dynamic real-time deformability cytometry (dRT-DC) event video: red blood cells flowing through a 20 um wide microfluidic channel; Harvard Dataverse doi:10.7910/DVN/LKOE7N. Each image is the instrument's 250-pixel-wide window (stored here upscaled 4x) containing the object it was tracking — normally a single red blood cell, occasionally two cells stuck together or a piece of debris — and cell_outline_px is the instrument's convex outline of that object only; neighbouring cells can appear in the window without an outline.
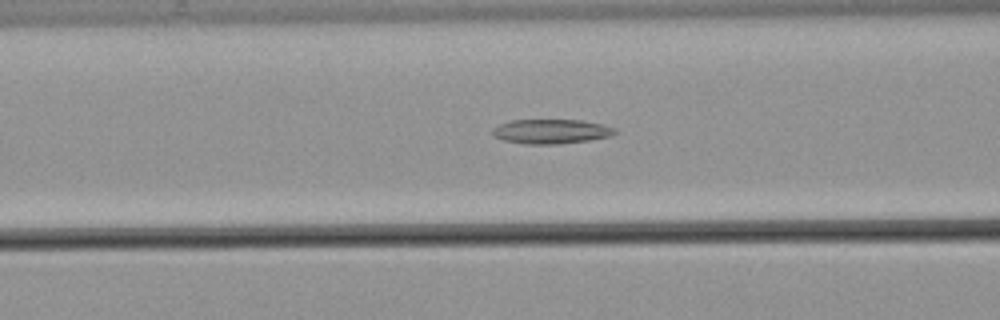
{"species": "common noctule bat (a hibernating species)", "species_latin": "Nyctalus noctula", "temperature_condition": "warm", "stored_images_in_passage": 58, "camera_frame_rate_fps": 3000, "um_per_image_px": 0.085, "animal": {"sex": "male", "body_mass_g": 21.5, "forearm_length_mm": 52.0}, "frame": {"image": 1, "passage_image": 23, "time_ms": 7.333, "image_size_px": [1000, 320], "cell_outline_px": [[616, 132], [612, 136], [588, 140], [560, 144], [524, 144], [504, 140], [492, 136], [492, 128], [500, 124], [512, 120], [580, 120], [600, 124], [616, 128]], "centroid_in_image_um": [46.82, 11.18], "position_along_channel_um": 119.8, "area_um2": 17.46}}
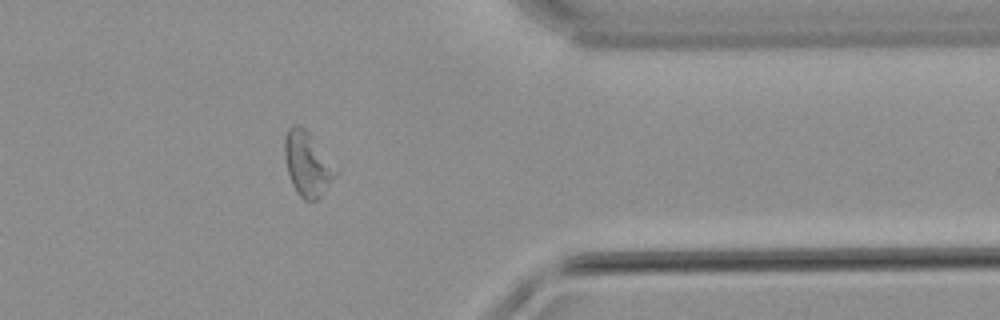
{"frame": {"image": 2, "passage_image": 47, "time_ms": 15.333, "image_size_px": [1000, 320], "cell_outline_px": [[340, 168], [336, 176], [320, 196], [316, 200], [304, 200], [300, 196], [292, 184], [284, 160], [284, 140], [288, 128], [296, 124], [304, 128], [308, 132]], "centroid_in_image_um": [26.16, 13.92], "position_along_channel_um": 385.2, "area_um2": 19.31}}
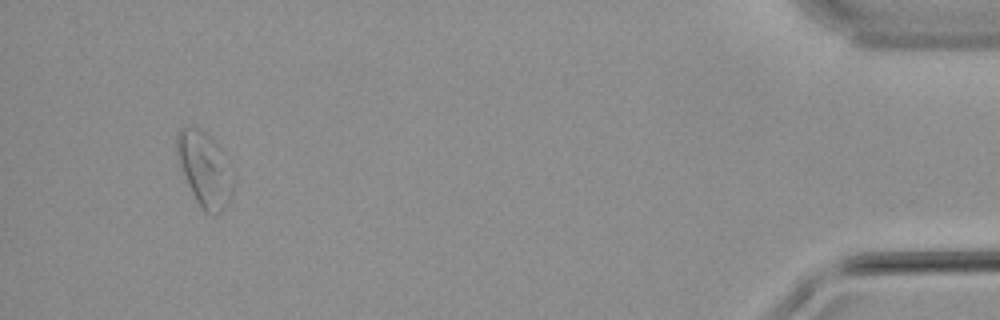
{"frame": {"image": 3, "passage_image": 55, "time_ms": 18.0, "image_size_px": [1000, 320], "cell_outline_px": [[232, 192], [224, 208], [216, 216], [212, 216], [204, 212], [200, 208], [184, 176], [176, 152], [176, 136], [180, 128], [200, 128], [216, 140], [220, 148], [232, 184]], "centroid_in_image_um": [17.34, 14.39], "position_along_channel_um": 417.9, "area_um2": 23.81}}